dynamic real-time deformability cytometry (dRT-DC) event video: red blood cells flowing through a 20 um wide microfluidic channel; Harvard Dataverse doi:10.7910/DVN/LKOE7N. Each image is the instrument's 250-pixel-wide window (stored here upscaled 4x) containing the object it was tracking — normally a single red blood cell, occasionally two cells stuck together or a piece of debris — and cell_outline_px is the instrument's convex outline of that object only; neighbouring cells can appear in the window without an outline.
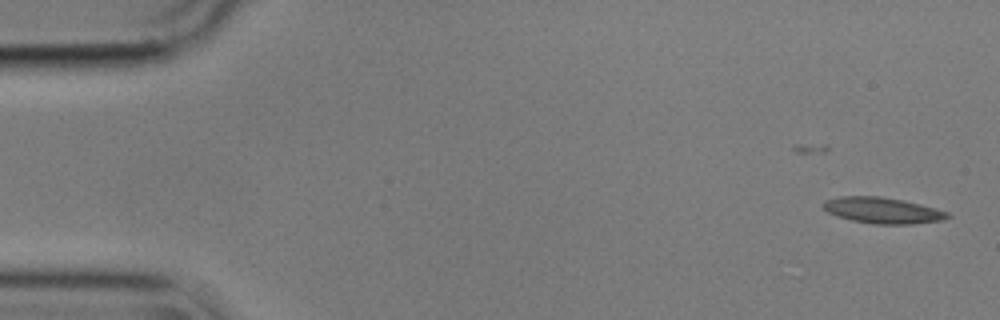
{"species": "common noctule bat (a hibernating species)", "species_latin": "Nyctalus noctula", "temperature_condition": "cold", "stored_images_in_passage": 15, "camera_frame_rate_fps": 3000, "um_per_image_px": 0.085, "animal": {"sex": "male", "body_mass_g": 17.9}, "frame": {"image": 1, "passage_image": 1, "time_ms": 0.0, "image_size_px": [1000, 320], "cell_outline_px": [[952, 216], [944, 220], [912, 224], [872, 224], [852, 220], [836, 216], [828, 212], [824, 208], [824, 200], [840, 196], [880, 196], [904, 200], [920, 204], [948, 212]], "centroid_in_image_um": [75.04, 17.88], "position_along_channel_um": 10.0, "area_um2": 18.9}}
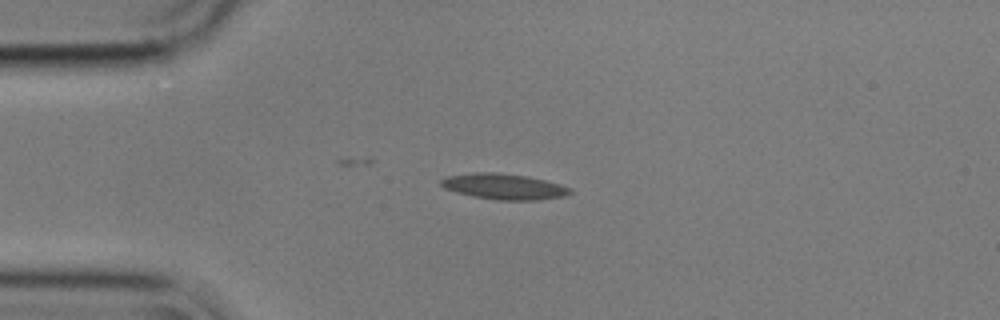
{"frame": {"image": 2, "passage_image": 12, "time_ms": 3.667, "image_size_px": [1000, 320], "cell_outline_px": [[572, 192], [564, 196], [540, 200], [496, 200], [472, 196], [456, 192], [444, 188], [440, 184], [440, 180], [448, 176], [472, 172], [496, 172], [528, 176], [560, 184], [572, 188]], "centroid_in_image_um": [42.84, 15.85], "position_along_channel_um": 42.2, "area_um2": 19.48}}